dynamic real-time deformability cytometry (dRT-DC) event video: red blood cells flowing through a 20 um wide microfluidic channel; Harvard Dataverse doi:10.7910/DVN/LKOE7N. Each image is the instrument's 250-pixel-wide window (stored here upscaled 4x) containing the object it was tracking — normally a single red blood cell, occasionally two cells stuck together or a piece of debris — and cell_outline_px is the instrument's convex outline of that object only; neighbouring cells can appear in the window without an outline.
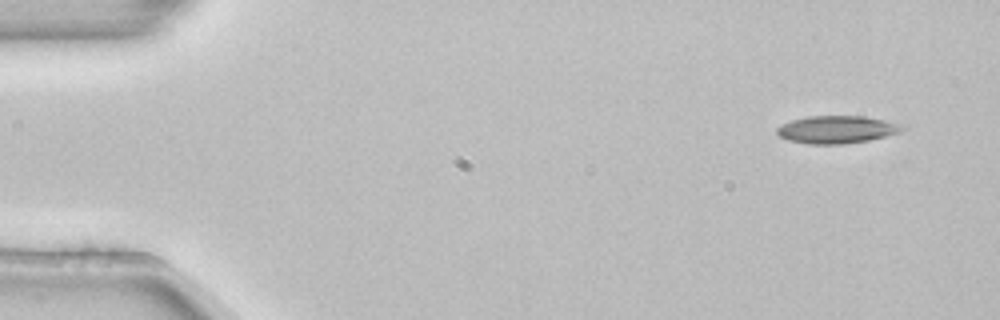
{"species": "common noctule bat (a hibernating species)", "species_latin": "Nyctalus noctula", "temperature_condition": "room temperature", "stored_images_in_passage": 4, "camera_frame_rate_fps": 3000, "um_per_image_px": 0.085, "animal": {"sex": "female", "body_mass_g": 22.7, "forearm_length_mm": 54.2}, "frame": {"image": 1, "passage_image": 1, "time_ms": 0.0, "image_size_px": [1000, 320], "cell_outline_px": [[904, 128], [900, 132], [868, 140], [844, 144], [808, 144], [788, 140], [780, 136], [776, 132], [776, 128], [780, 124], [792, 120], [808, 116], [864, 116], [884, 120], [896, 124]], "centroid_in_image_um": [71.04, 11.01], "position_along_channel_um": 14.0, "area_um2": 19.94}}
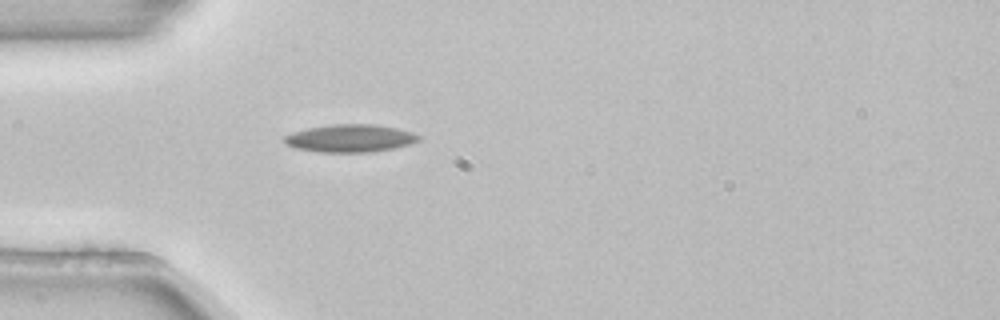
{"frame": {"image": 2, "passage_image": 4, "time_ms": 1.0, "image_size_px": [1000, 320], "cell_outline_px": [[424, 136], [420, 140], [412, 144], [392, 148], [368, 152], [320, 152], [296, 148], [284, 144], [284, 136], [292, 132], [308, 128], [332, 124], [372, 124], [396, 128], [412, 132]], "centroid_in_image_um": [29.78, 11.75], "position_along_channel_um": 55.2, "area_um2": 21.73}}